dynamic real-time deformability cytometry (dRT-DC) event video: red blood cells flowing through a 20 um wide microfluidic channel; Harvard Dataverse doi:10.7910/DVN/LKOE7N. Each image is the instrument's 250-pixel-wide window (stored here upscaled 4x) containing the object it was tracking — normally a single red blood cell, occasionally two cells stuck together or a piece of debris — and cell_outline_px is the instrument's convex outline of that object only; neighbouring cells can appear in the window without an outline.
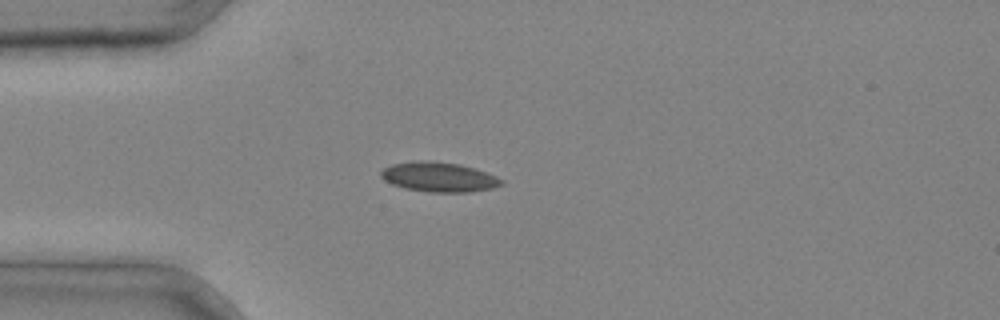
{"species": "common noctule bat (a hibernating species)", "species_latin": "Nyctalus noctula", "temperature_condition": "cold", "stored_images_in_passage": 2, "camera_frame_rate_fps": 3000, "um_per_image_px": 0.085, "animal": {"sex": "male", "body_mass_g": 20.4}, "frame": {"image": 1, "passage_image": 2, "time_ms": 0.333, "image_size_px": [1000, 320], "cell_outline_px": [[504, 184], [492, 188], [468, 192], [432, 192], [404, 188], [392, 184], [384, 180], [380, 176], [380, 172], [384, 168], [392, 164], [420, 160], [432, 160], [460, 164], [496, 176], [504, 180]], "centroid_in_image_um": [37.29, 15.04], "position_along_channel_um": 47.7, "area_um2": 20.81}}